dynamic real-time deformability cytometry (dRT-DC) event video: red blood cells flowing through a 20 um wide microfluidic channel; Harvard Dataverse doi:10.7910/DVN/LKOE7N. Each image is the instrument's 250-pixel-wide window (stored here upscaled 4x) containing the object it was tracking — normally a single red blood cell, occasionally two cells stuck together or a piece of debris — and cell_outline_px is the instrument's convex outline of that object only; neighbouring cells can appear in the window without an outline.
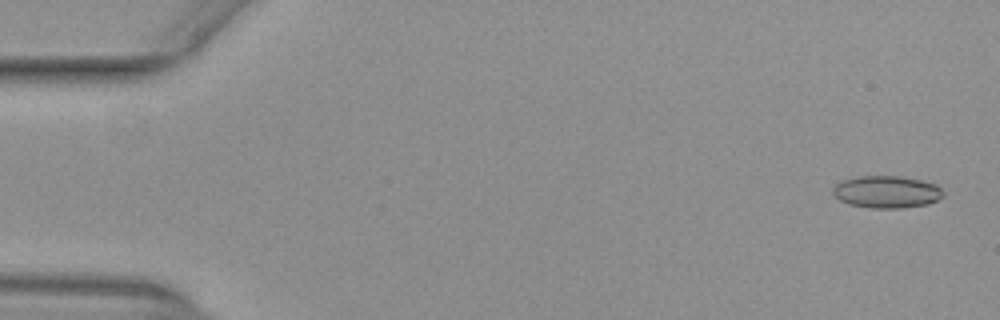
{"species": "common noctule bat (a hibernating species)", "species_latin": "Nyctalus noctula", "temperature_condition": "warm", "stored_images_in_passage": 52, "camera_frame_rate_fps": 3000, "um_per_image_px": 0.085, "animal": {"sex": "female", "body_mass_g": 29.2, "forearm_length_mm": 56.3}, "frame": {"image": 1, "passage_image": 2, "time_ms": 0.333, "image_size_px": [1000, 320], "cell_outline_px": [[944, 196], [928, 204], [900, 208], [868, 208], [848, 204], [840, 200], [832, 192], [832, 188], [840, 180], [860, 176], [900, 176], [924, 180], [936, 184], [944, 192]], "centroid_in_image_um": [75.36, 16.3], "position_along_channel_um": 9.6, "area_um2": 20.92}}
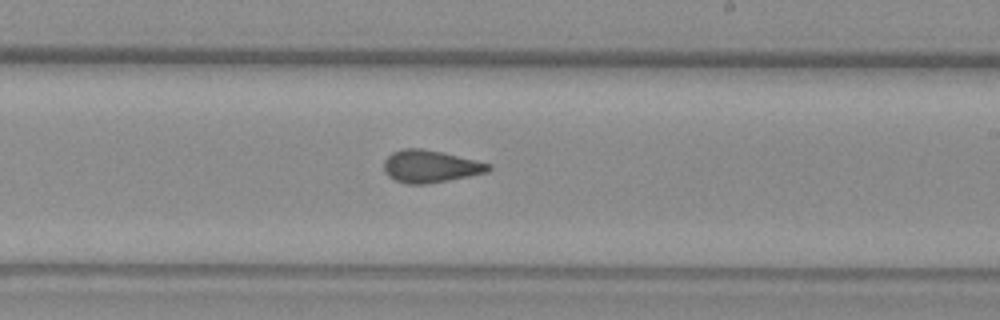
{"frame": {"image": 2, "passage_image": 31, "time_ms": 10.0, "image_size_px": [1000, 320], "cell_outline_px": [[492, 168], [488, 172], [448, 180], [424, 184], [408, 184], [396, 180], [388, 176], [384, 172], [384, 160], [392, 152], [404, 148], [420, 148], [444, 152], [492, 164]], "centroid_in_image_um": [36.58, 14.13], "position_along_channel_um": 252.4, "area_um2": 19.77}}
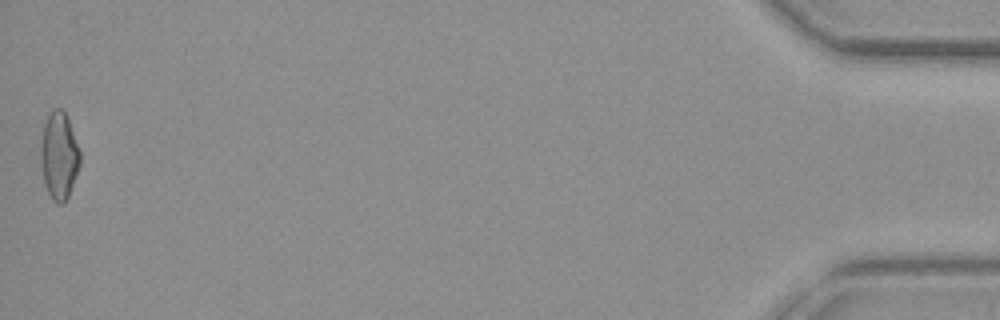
{"frame": {"image": 3, "passage_image": 52, "time_ms": 17.0, "image_size_px": [1000, 320], "cell_outline_px": [[80, 164], [68, 196], [64, 204], [56, 204], [52, 200], [44, 184], [40, 156], [40, 148], [44, 124], [48, 112], [52, 108], [60, 108], [64, 112], [68, 120], [80, 152]], "centroid_in_image_um": [5.0, 13.24], "position_along_channel_um": 430.2, "area_um2": 19.94}, "authors_computed_cell_mechanics": {"area_um2": 19.8254, "velocity_mm_per_s": 3.99, "shape_relaxation_time_tau1_ms": null, "shape_relaxation_time_tau2_ms": 1.3646, "deformation_change_tau1": null, "deformation_change_tau2": 0.0777}}